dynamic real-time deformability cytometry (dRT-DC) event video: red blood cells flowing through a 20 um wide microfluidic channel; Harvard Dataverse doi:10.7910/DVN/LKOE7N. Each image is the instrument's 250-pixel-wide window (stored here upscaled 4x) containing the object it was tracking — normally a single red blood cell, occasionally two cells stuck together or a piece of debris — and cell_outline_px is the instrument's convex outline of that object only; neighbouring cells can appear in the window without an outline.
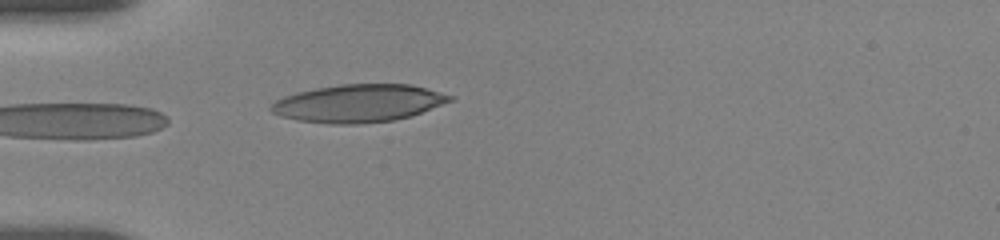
{"species": "human", "species_latin": "Homo sapiens", "temperature_condition": "room temperature", "stored_images_in_passage": 7, "camera_frame_rate_fps": 3000, "um_per_image_px": 0.085, "donor": {"sex": "female"}, "frame": {"image": 1, "passage_image": 7, "time_ms": 4.667, "image_size_px": [1000, 240], "cell_outline_px": [[456, 100], [408, 116], [392, 120], [356, 124], [328, 124], [296, 120], [280, 116], [272, 112], [268, 108], [276, 100], [284, 96], [296, 92], [316, 88], [340, 84], [412, 84], [456, 96]], "centroid_in_image_um": [30.47, 8.77], "position_along_channel_um": 54.5, "area_um2": 39.48}}